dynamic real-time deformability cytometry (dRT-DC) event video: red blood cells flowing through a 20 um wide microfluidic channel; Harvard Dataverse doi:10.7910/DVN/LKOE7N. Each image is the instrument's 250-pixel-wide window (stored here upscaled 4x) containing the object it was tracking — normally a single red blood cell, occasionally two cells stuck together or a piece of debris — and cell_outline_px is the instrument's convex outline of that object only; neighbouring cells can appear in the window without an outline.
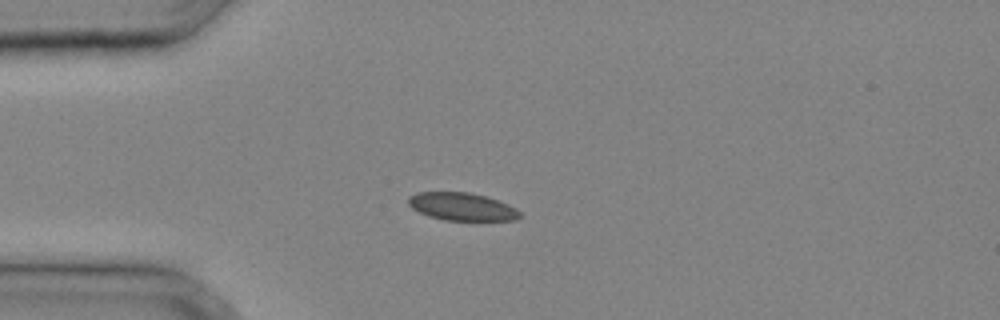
{"species": "common noctule bat (a hibernating species)", "species_latin": "Nyctalus noctula", "temperature_condition": "cold", "stored_images_in_passage": 34, "camera_frame_rate_fps": 3000, "um_per_image_px": 0.085, "animal": {"sex": "male", "body_mass_g": 20.4}, "frame": {"image": 1, "passage_image": 9, "time_ms": 2.667, "image_size_px": [1000, 320], "cell_outline_px": [[524, 216], [516, 220], [444, 220], [428, 216], [412, 208], [408, 204], [408, 196], [416, 192], [468, 192], [500, 200], [516, 208]], "centroid_in_image_um": [39.28, 17.56], "position_along_channel_um": 45.7, "area_um2": 18.21}}
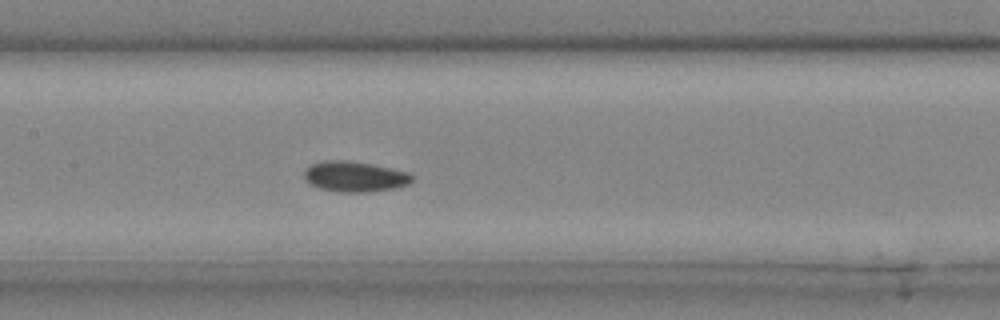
{"frame": {"image": 2, "passage_image": 17, "time_ms": 5.333, "image_size_px": [1000, 320], "cell_outline_px": [[412, 180], [408, 184], [392, 188], [368, 192], [340, 192], [320, 188], [304, 180], [304, 172], [312, 164], [324, 160], [348, 160], [372, 164], [392, 168], [408, 172], [412, 176]], "centroid_in_image_um": [30.14, 15.0], "position_along_channel_um": 177.3, "area_um2": 19.02}}
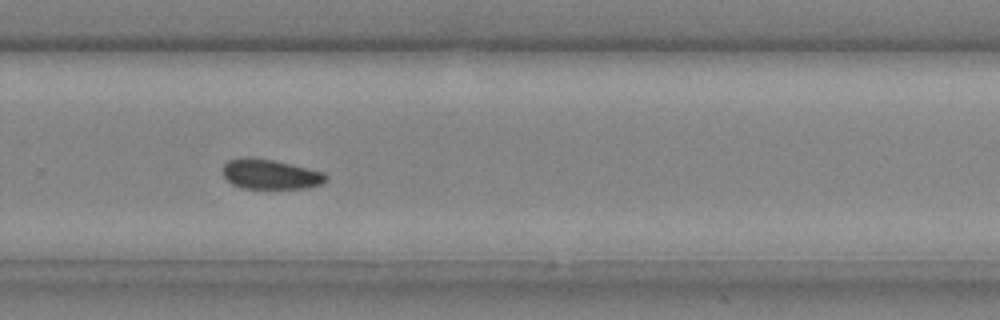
{"frame": {"image": 3, "passage_image": 24, "time_ms": 7.667, "image_size_px": [1000, 320], "cell_outline_px": [[328, 180], [320, 184], [304, 188], [244, 188], [232, 184], [224, 176], [220, 168], [228, 160], [240, 156], [252, 156], [292, 164], [324, 172], [328, 176]], "centroid_in_image_um": [22.94, 14.78], "position_along_channel_um": 306.9, "area_um2": 18.21}}